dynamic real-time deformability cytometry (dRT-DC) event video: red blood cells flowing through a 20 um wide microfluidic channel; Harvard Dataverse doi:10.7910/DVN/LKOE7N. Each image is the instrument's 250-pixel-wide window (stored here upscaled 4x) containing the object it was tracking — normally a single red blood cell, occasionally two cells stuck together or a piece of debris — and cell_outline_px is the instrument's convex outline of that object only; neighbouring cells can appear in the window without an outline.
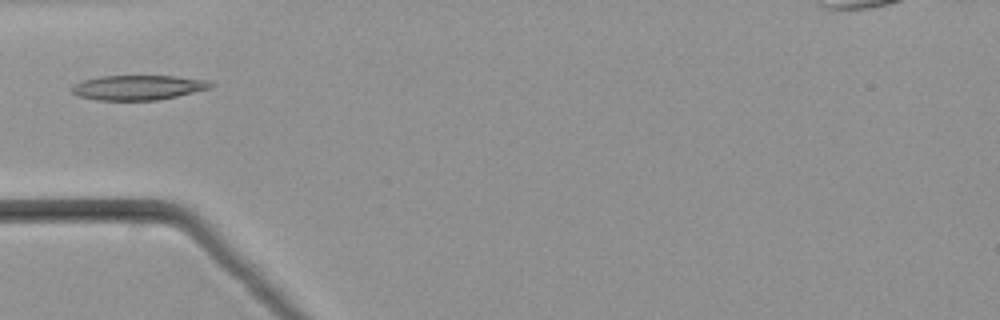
{"species": "common noctule bat (a hibernating species)", "species_latin": "Nyctalus noctula", "temperature_condition": "warm", "stored_images_in_passage": 35, "camera_frame_rate_fps": 3000, "um_per_image_px": 0.085, "animal": {"sex": "male", "body_mass_g": 21.5, "forearm_length_mm": 52.0}, "frame": {"image": 1, "passage_image": 1, "time_ms": 0.0, "image_size_px": [1000, 320], "cell_outline_px": [[212, 88], [176, 96], [156, 100], [96, 100], [80, 96], [72, 92], [72, 88], [76, 84], [84, 80], [100, 76], [176, 76], [204, 80], [212, 84]], "centroid_in_image_um": [11.74, 7.44], "position_along_channel_um": 73.3, "area_um2": 19.71}}
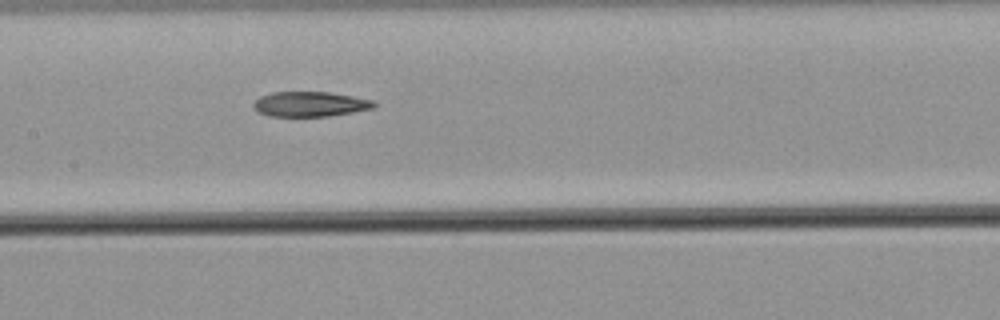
{"frame": {"image": 2, "passage_image": 9, "time_ms": 2.667, "image_size_px": [1000, 320], "cell_outline_px": [[376, 108], [328, 116], [268, 116], [252, 108], [252, 104], [260, 96], [272, 92], [328, 92], [352, 96], [372, 100], [376, 104]], "centroid_in_image_um": [26.34, 8.85], "position_along_channel_um": 181.1, "area_um2": 17.51}}
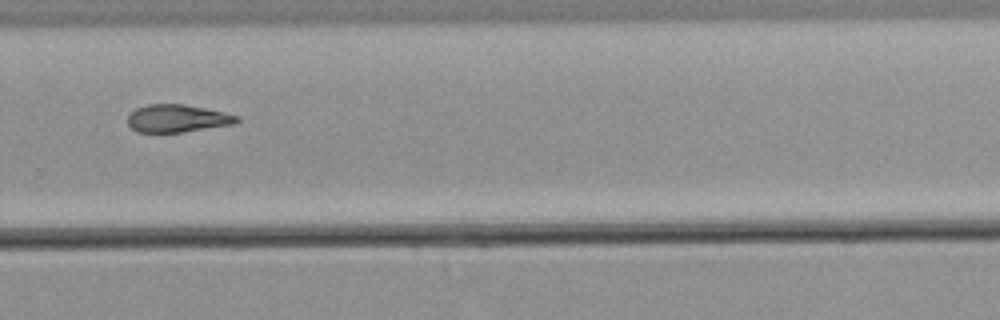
{"frame": {"image": 3, "passage_image": 19, "time_ms": 6.0, "image_size_px": [1000, 320], "cell_outline_px": [[240, 120], [236, 124], [180, 132], [136, 132], [128, 124], [128, 116], [136, 108], [148, 104], [184, 104], [224, 112], [240, 116]], "centroid_in_image_um": [15.1, 10.06], "position_along_channel_um": 314.7, "area_um2": 17.57}}